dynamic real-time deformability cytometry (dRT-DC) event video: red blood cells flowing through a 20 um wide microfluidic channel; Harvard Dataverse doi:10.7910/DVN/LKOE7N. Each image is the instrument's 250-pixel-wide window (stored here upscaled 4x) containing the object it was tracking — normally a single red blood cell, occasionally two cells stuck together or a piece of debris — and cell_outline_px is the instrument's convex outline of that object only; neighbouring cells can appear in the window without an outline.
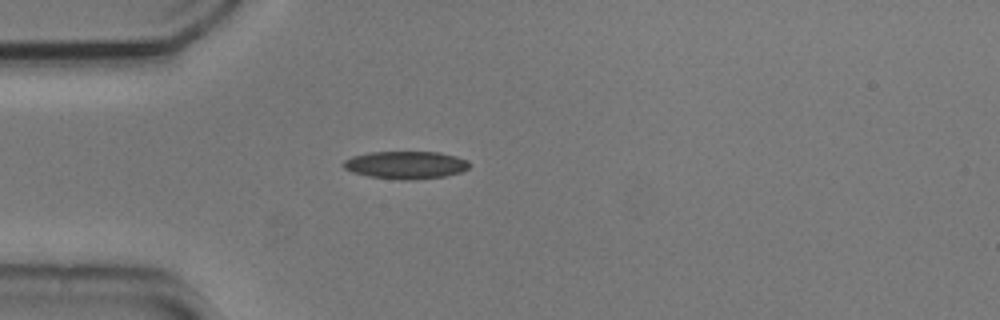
{"species": "common noctule bat (a hibernating species)", "species_latin": "Nyctalus noctula", "temperature_condition": "cold", "stored_images_in_passage": 28, "camera_frame_rate_fps": 3000, "um_per_image_px": 0.085, "animal": {"sex": "male", "body_mass_g": 20.5, "forearm_length_mm": 52.5}, "frame": {"image": 1, "passage_image": 1, "time_ms": 0.0, "image_size_px": [1000, 320], "cell_outline_px": [[468, 168], [460, 172], [444, 176], [412, 180], [404, 180], [368, 176], [352, 172], [344, 168], [340, 164], [344, 160], [352, 156], [368, 152], [440, 152], [456, 156], [468, 160]], "centroid_in_image_um": [34.45, 14.01], "position_along_channel_um": 50.6, "area_um2": 20.35}}
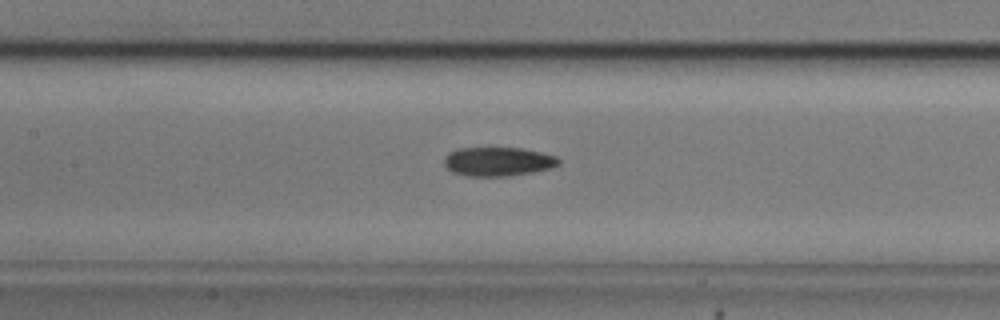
{"frame": {"image": 2, "passage_image": 11, "time_ms": 3.333, "image_size_px": [1000, 320], "cell_outline_px": [[560, 164], [552, 168], [532, 172], [508, 176], [464, 176], [452, 172], [444, 164], [444, 156], [448, 152], [456, 148], [524, 148], [556, 156], [560, 160]], "centroid_in_image_um": [42.31, 13.73], "position_along_channel_um": 165.1, "area_um2": 19.54}}
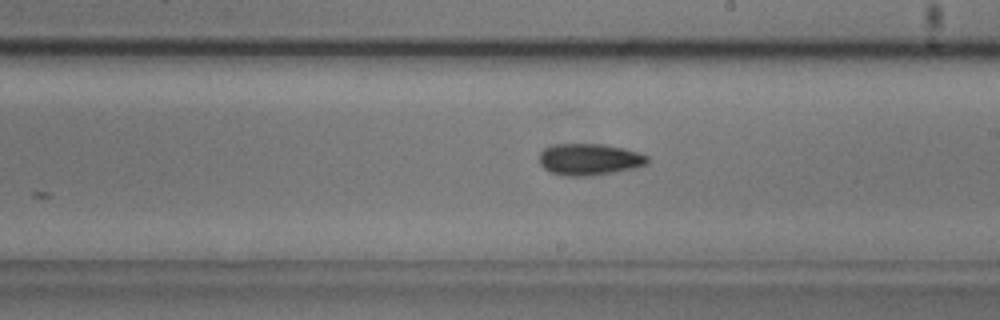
{"frame": {"image": 3, "passage_image": 17, "time_ms": 5.333, "image_size_px": [1000, 320], "cell_outline_px": [[648, 164], [632, 168], [592, 176], [564, 176], [552, 172], [544, 168], [540, 164], [540, 152], [544, 148], [552, 144], [604, 144], [624, 148], [648, 156]], "centroid_in_image_um": [50.07, 13.54], "position_along_channel_um": 238.9, "area_um2": 19.88}, "authors_computed_cell_mechanics": {"area_um2": 19.8832, "velocity_mm_per_s": 3.707, "shape_relaxation_time_tau1_ms": 3.9983, "shape_relaxation_time_tau2_ms": 7.2598, "deformation_change_tau1": 0.1018, "deformation_change_tau2": 0.1446}}